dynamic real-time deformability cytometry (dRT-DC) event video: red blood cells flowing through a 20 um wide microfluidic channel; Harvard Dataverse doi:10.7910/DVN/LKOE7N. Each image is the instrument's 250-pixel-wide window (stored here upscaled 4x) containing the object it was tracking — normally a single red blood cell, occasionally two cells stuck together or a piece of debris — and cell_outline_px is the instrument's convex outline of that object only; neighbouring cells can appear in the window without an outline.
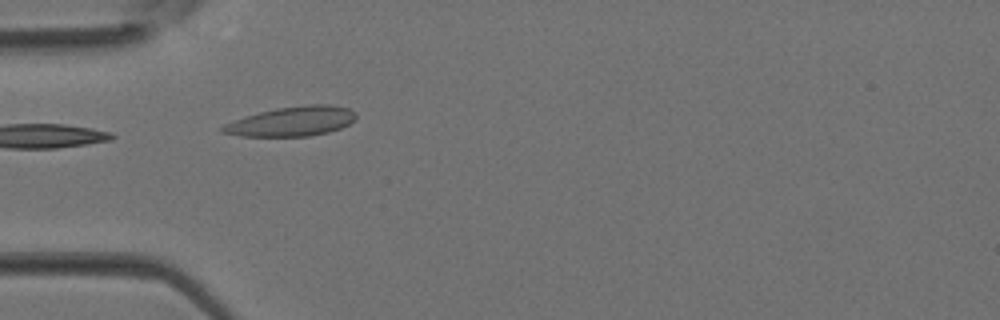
{"species": "Egyptian fruit bat (a non-hibernating species)", "species_latin": "Rousettus aegyptiacus", "temperature_condition": "room temperature", "stored_images_in_passage": 5, "camera_frame_rate_fps": 3000, "um_per_image_px": 0.085, "animal": {"sex": "female"}, "frame": {"image": 1, "passage_image": 4, "time_ms": 1.0, "image_size_px": [1000, 320], "cell_outline_px": [[356, 120], [340, 128], [328, 132], [308, 136], [240, 136], [220, 132], [220, 128], [224, 124], [244, 116], [276, 108], [304, 104], [328, 104], [348, 108], [356, 112]], "centroid_in_image_um": [24.8, 10.31], "position_along_channel_um": 60.2, "area_um2": 23.12}}
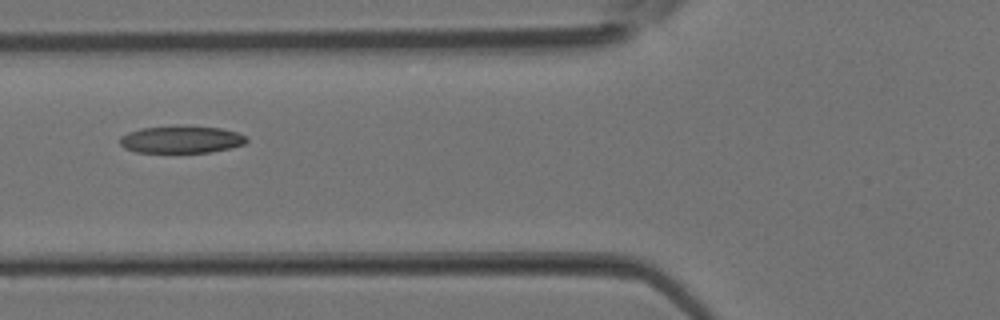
{"frame": {"image": 2, "passage_image": 5, "time_ms": 1.333, "image_size_px": [1000, 320], "cell_outline_px": [[248, 140], [244, 144], [232, 148], [208, 152], [136, 152], [124, 148], [120, 144], [120, 136], [128, 132], [140, 128], [220, 128], [236, 132], [248, 136]], "centroid_in_image_um": [15.42, 11.89], "position_along_channel_um": 110.4, "area_um2": 19.42}}